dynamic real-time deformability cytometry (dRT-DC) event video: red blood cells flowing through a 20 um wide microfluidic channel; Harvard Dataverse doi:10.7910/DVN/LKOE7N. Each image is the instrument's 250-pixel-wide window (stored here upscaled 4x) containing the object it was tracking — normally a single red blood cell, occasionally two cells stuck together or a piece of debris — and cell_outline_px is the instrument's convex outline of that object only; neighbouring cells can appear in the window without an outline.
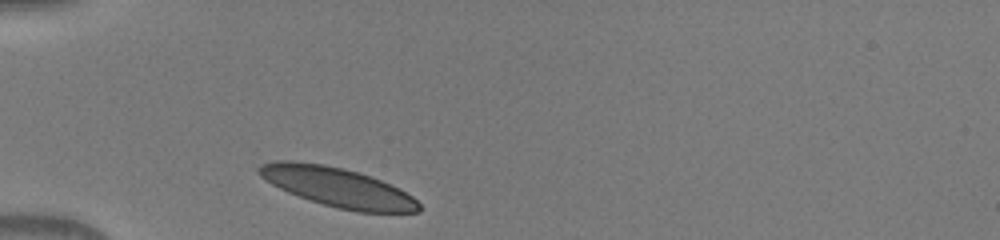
{"species": "human", "species_latin": "Homo sapiens", "temperature_condition": "warm", "stored_images_in_passage": 30, "camera_frame_rate_fps": 3000, "um_per_image_px": 0.085, "donor": {"sex": "male"}, "frame": {"image": 1, "passage_image": 1, "time_ms": 0.0, "image_size_px": [1000, 240], "cell_outline_px": [[420, 212], [356, 212], [336, 208], [288, 192], [264, 180], [256, 172], [256, 168], [260, 164], [276, 160], [292, 160], [324, 164], [344, 168], [380, 180], [400, 188], [412, 196], [420, 204]], "centroid_in_image_um": [28.66, 15.9], "position_along_channel_um": 56.3, "area_um2": 36.65}}
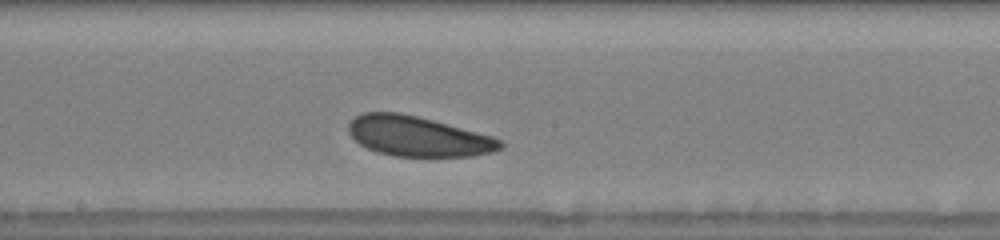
{"frame": {"image": 2, "passage_image": 14, "time_ms": 4.333, "image_size_px": [1000, 240], "cell_outline_px": [[504, 148], [492, 152], [472, 156], [392, 156], [376, 152], [360, 144], [348, 132], [348, 124], [356, 116], [364, 112], [400, 112], [432, 120], [492, 136], [500, 140], [504, 144]], "centroid_in_image_um": [35.52, 11.59], "position_along_channel_um": 212.7, "area_um2": 35.26}}
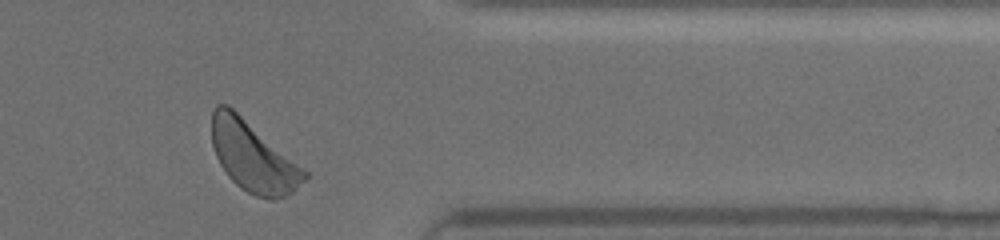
{"frame": {"image": 3, "passage_image": 28, "time_ms": 9.0, "image_size_px": [1000, 240], "cell_outline_px": [[308, 176], [292, 192], [284, 196], [272, 200], [268, 200], [256, 196], [240, 188], [228, 176], [220, 164], [216, 156], [212, 144], [212, 108], [216, 104], [228, 104], [304, 168], [308, 172]], "centroid_in_image_um": [21.49, 13.31], "position_along_channel_um": 389.9, "area_um2": 37.69}}